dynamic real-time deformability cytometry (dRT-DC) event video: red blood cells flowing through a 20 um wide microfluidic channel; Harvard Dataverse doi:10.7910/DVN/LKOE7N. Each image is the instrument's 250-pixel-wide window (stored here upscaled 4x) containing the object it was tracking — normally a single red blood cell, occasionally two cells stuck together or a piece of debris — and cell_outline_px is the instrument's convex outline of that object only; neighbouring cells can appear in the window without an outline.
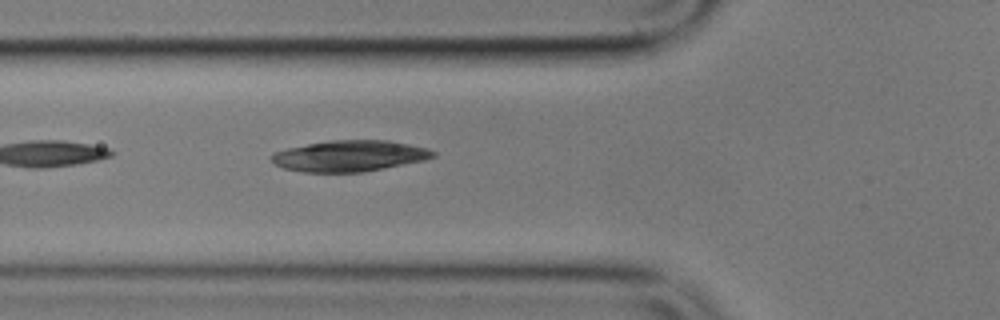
{"species": "common noctule bat (a hibernating species)", "species_latin": "Nyctalus noctula", "temperature_condition": "cold", "stored_images_in_passage": 4, "camera_frame_rate_fps": 3000, "um_per_image_px": 0.085, "animal": {"sex": "male", "body_mass_g": 17.9}, "frame": {"image": 1, "passage_image": 4, "time_ms": 3.667, "image_size_px": [1000, 320], "cell_outline_px": [[436, 156], [424, 160], [364, 172], [304, 172], [284, 168], [276, 164], [272, 160], [272, 152], [288, 148], [308, 144], [332, 140], [388, 140], [428, 148], [436, 152]], "centroid_in_image_um": [29.73, 13.25], "position_along_channel_um": 96.1, "area_um2": 29.07}}